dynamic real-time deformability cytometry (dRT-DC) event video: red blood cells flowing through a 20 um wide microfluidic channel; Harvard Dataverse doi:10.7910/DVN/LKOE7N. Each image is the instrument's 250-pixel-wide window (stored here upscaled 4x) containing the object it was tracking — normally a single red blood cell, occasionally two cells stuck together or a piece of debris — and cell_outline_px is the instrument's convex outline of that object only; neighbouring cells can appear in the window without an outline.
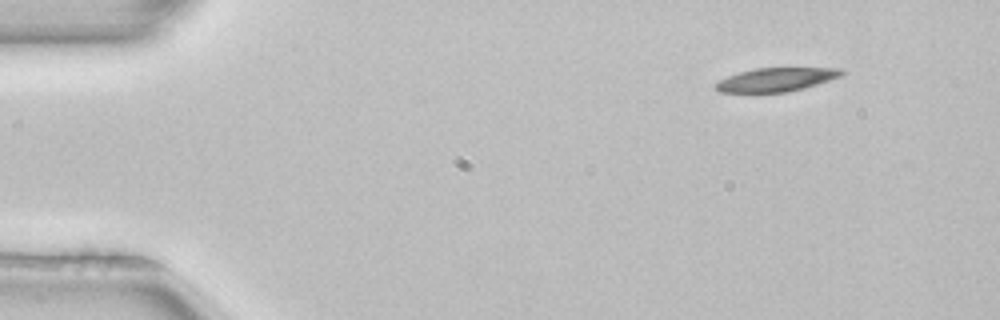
{"species": "common noctule bat (a hibernating species)", "species_latin": "Nyctalus noctula", "temperature_condition": "room temperature", "stored_images_in_passage": 47, "camera_frame_rate_fps": 3000, "um_per_image_px": 0.085, "animal": {"sex": "female", "body_mass_g": 22.7, "forearm_length_mm": 54.2}, "frame": {"image": 1, "passage_image": 1, "time_ms": 0.0, "image_size_px": [1000, 320], "cell_outline_px": [[844, 72], [840, 76], [804, 88], [788, 92], [720, 92], [716, 88], [716, 84], [720, 80], [728, 76], [740, 72], [756, 68], [840, 68]], "centroid_in_image_um": [65.97, 6.76], "position_along_channel_um": 19.0, "area_um2": 16.99}}
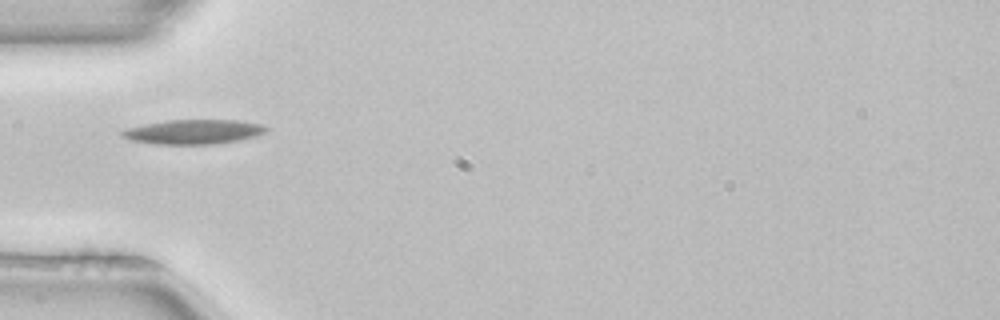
{"frame": {"image": 2, "passage_image": 12, "time_ms": 3.667, "image_size_px": [1000, 320], "cell_outline_px": [[268, 128], [264, 132], [256, 136], [236, 140], [212, 144], [156, 144], [132, 140], [120, 136], [120, 132], [124, 128], [144, 124], [168, 120], [236, 120], [260, 124]], "centroid_in_image_um": [16.38, 11.2], "position_along_channel_um": 68.6, "area_um2": 20.4}}
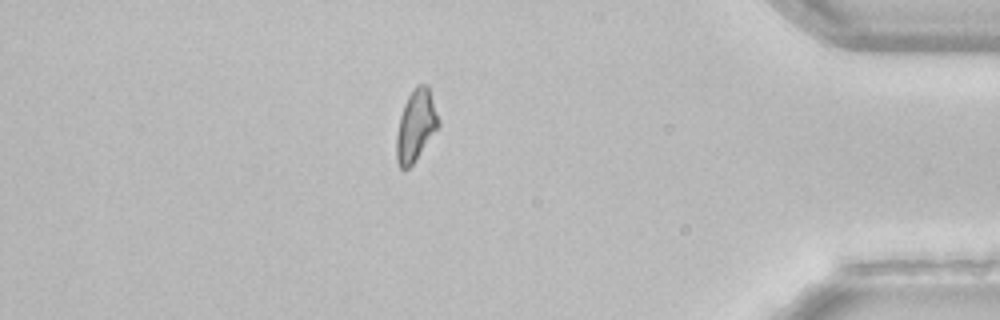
{"frame": {"image": 3, "passage_image": 40, "time_ms": 13.0, "image_size_px": [1000, 320], "cell_outline_px": [[440, 128], [416, 160], [404, 172], [400, 168], [396, 160], [396, 132], [400, 116], [404, 104], [408, 96], [416, 84], [428, 84], [440, 124]], "centroid_in_image_um": [35.35, 10.71], "position_along_channel_um": 399.9, "area_um2": 17.86}}